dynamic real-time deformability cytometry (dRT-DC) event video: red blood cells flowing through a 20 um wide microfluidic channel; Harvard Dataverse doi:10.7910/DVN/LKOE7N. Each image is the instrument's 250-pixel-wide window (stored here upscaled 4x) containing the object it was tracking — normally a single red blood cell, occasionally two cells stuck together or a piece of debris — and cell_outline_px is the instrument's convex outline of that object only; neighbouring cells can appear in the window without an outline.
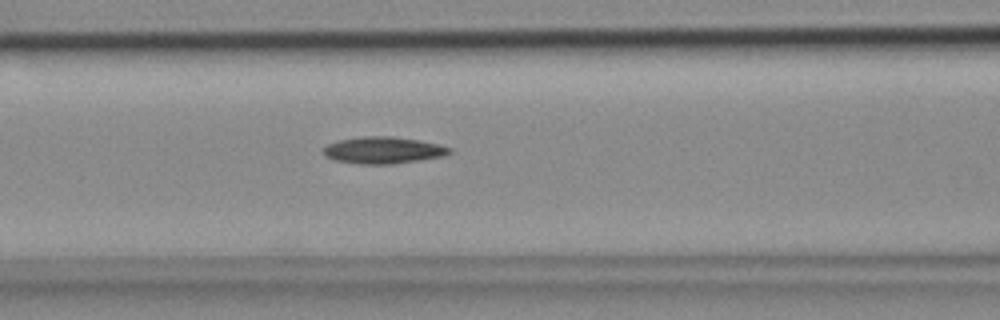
{"species": "common noctule bat (a hibernating species)", "species_latin": "Nyctalus noctula", "temperature_condition": "cold", "stored_images_in_passage": 37, "camera_frame_rate_fps": 3000, "um_per_image_px": 0.085, "animal": {"sex": "female", "body_mass_g": 18.4}, "frame": {"image": 1, "passage_image": 15, "time_ms": 4.667, "image_size_px": [1000, 320], "cell_outline_px": [[452, 152], [444, 156], [392, 164], [360, 164], [336, 160], [324, 156], [324, 148], [328, 144], [336, 140], [364, 136], [392, 136], [416, 140], [436, 144], [452, 148]], "centroid_in_image_um": [32.55, 12.76], "position_along_channel_um": 134.0, "area_um2": 19.54}}
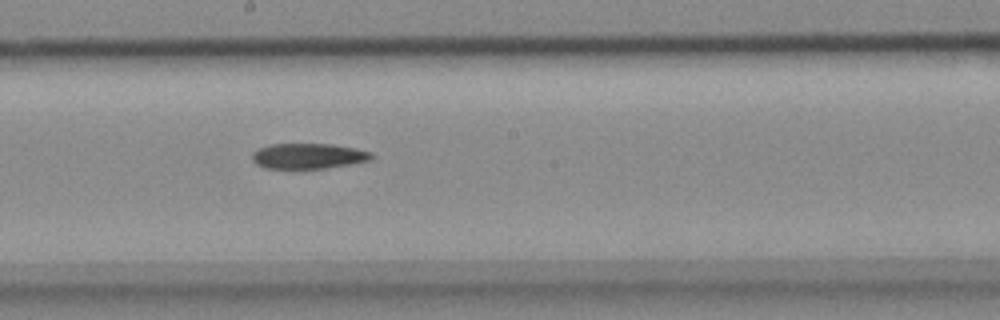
{"frame": {"image": 2, "passage_image": 22, "time_ms": 7.0, "image_size_px": [1000, 320], "cell_outline_px": [[376, 156], [372, 160], [324, 168], [264, 168], [256, 164], [252, 160], [252, 152], [260, 148], [272, 144], [332, 144], [372, 152]], "centroid_in_image_um": [26.21, 13.26], "position_along_channel_um": 222.0, "area_um2": 17.57}}
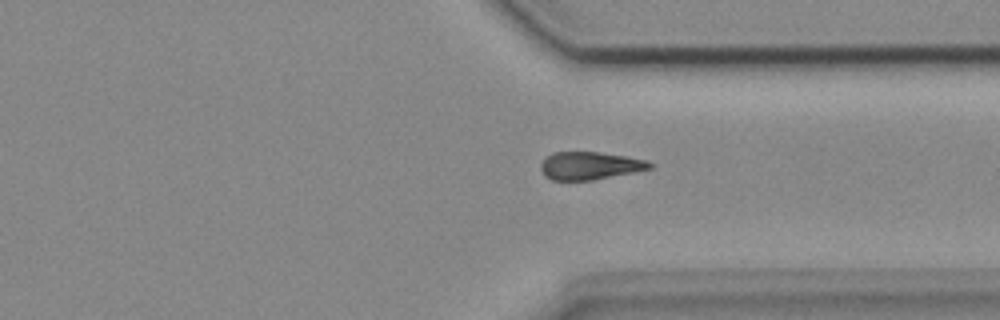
{"frame": {"image": 3, "passage_image": 33, "time_ms": 10.667, "image_size_px": [1000, 320], "cell_outline_px": [[652, 168], [592, 180], [552, 180], [544, 176], [540, 168], [540, 164], [544, 156], [552, 152], [600, 152], [628, 156], [648, 160], [652, 164]], "centroid_in_image_um": [50.09, 14.07], "position_along_channel_um": 361.3, "area_um2": 17.8}}